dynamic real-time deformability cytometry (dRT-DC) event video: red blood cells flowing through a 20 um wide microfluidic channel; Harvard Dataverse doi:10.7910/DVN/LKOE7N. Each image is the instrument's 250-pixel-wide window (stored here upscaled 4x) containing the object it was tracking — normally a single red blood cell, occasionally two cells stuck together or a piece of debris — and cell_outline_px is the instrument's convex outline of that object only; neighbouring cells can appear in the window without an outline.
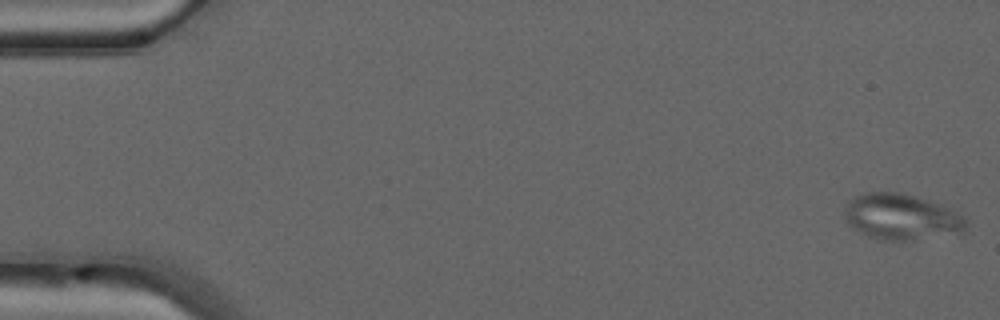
{"species": "common noctule bat (a hibernating species)", "species_latin": "Nyctalus noctula", "temperature_condition": "warm", "stored_images_in_passage": 49, "camera_frame_rate_fps": 3000, "um_per_image_px": 0.085, "animal": {"sex": "male", "forearm_length_mm": 52.5}, "frame": {"image": 1, "passage_image": 1, "time_ms": 0.0, "image_size_px": [1000, 320], "cell_outline_px": [[968, 220], [964, 232], [912, 240], [876, 240], [860, 232], [848, 224], [844, 216], [844, 208], [848, 200], [864, 192], [900, 192], [928, 200], [940, 204], [956, 212]], "centroid_in_image_um": [76.59, 18.43], "position_along_channel_um": 8.4, "area_um2": 32.6}}
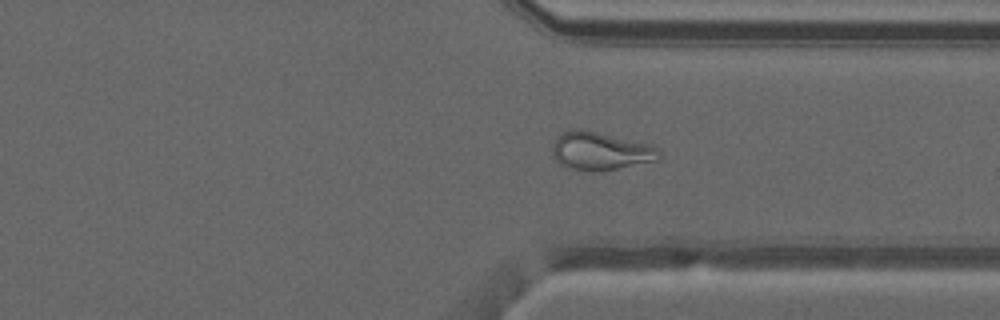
{"frame": {"image": 2, "passage_image": 37, "time_ms": 12.0, "image_size_px": [1000, 320], "cell_outline_px": [[660, 156], [656, 160], [616, 168], [592, 172], [572, 168], [560, 164], [552, 156], [552, 144], [556, 136], [564, 132], [580, 128], [652, 144], [660, 148]], "centroid_in_image_um": [51.02, 12.82], "position_along_channel_um": 360.4, "area_um2": 23.64}}
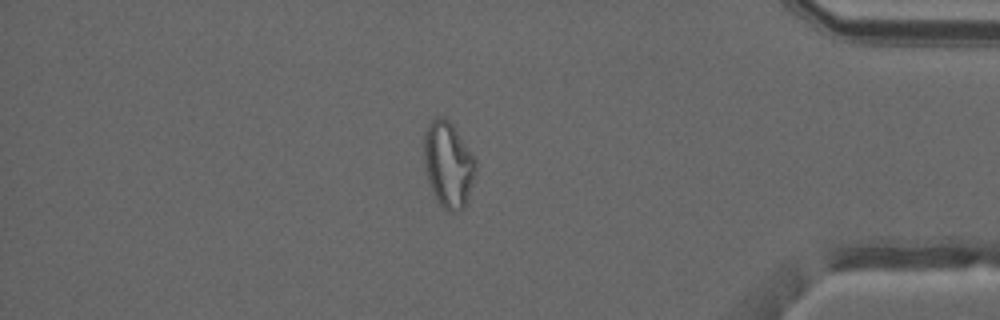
{"frame": {"image": 3, "passage_image": 42, "time_ms": 13.667, "image_size_px": [1000, 320], "cell_outline_px": [[476, 172], [464, 208], [452, 212], [448, 212], [436, 200], [432, 192], [428, 180], [424, 164], [424, 132], [428, 124], [436, 116], [444, 116], [452, 124], [476, 160]], "centroid_in_image_um": [38.09, 13.97], "position_along_channel_um": 397.1, "area_um2": 25.78}, "authors_computed_cell_mechanics": {"area_um2": 26.7036, "velocity_mm_per_s": 4.1527, "shape_relaxation_time_tau1_ms": null, "shape_relaxation_time_tau2_ms": 1.5365, "deformation_change_tau1": null, "deformation_change_tau2": 0.0835}}